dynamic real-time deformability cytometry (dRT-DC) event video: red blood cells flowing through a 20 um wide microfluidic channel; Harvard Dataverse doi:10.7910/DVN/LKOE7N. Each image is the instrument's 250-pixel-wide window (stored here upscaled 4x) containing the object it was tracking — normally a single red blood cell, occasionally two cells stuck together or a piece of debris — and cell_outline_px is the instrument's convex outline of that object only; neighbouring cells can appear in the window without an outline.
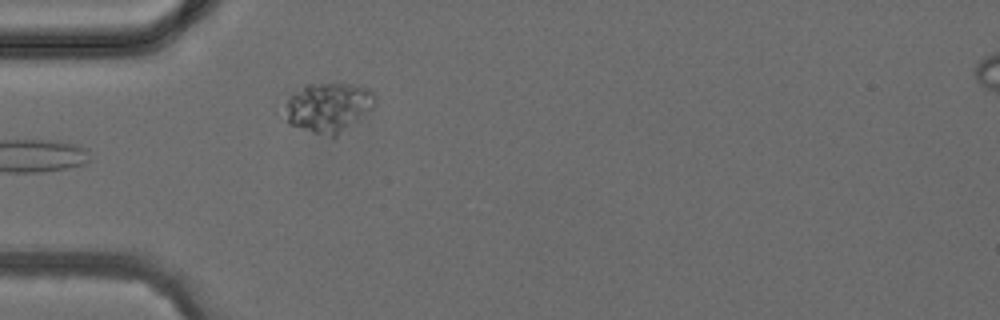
{"species": "common noctule bat (a hibernating species)", "species_latin": "Nyctalus noctula", "temperature_condition": "cold", "stored_images_in_passage": 3, "camera_frame_rate_fps": 3000, "um_per_image_px": 0.085, "animal": {"sex": "female", "body_mass_g": 24.6, "forearm_length_mm": 56.2}, "frame": {"image": 1, "passage_image": 3, "time_ms": 2.333, "image_size_px": [1000, 320], "cell_outline_px": [[376, 104], [368, 112], [336, 136], [332, 136], [312, 132], [288, 124], [288, 100], [304, 84], [344, 84], [368, 88], [376, 96]], "centroid_in_image_um": [27.96, 9.12], "position_along_channel_um": 57.0, "area_um2": 25.26}}